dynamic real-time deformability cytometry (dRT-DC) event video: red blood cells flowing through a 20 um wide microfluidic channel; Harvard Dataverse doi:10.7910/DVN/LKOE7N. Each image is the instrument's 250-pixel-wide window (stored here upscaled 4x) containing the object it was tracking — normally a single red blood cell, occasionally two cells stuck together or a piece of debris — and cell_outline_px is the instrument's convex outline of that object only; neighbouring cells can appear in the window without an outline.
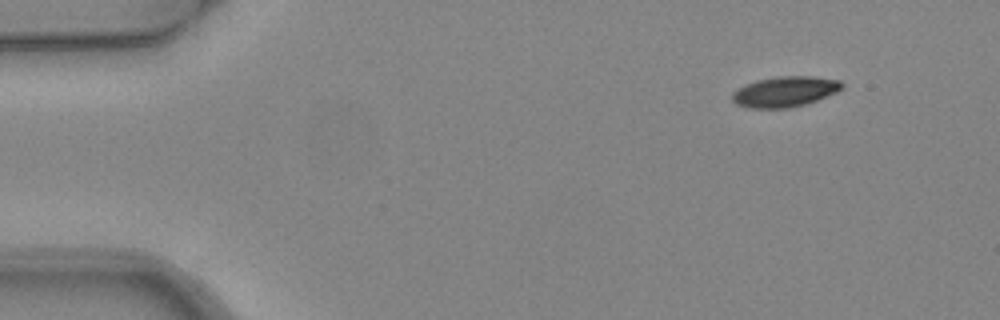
{"species": "common noctule bat (a hibernating species)", "species_latin": "Nyctalus noctula", "temperature_condition": "warm", "stored_images_in_passage": 6, "camera_frame_rate_fps": 3000, "um_per_image_px": 0.085, "animal": {"sex": "female", "body_mass_g": 24.6, "forearm_length_mm": 56.2}, "frame": {"image": 1, "passage_image": 1, "time_ms": 0.0, "image_size_px": [1000, 320], "cell_outline_px": [[844, 88], [836, 92], [816, 100], [804, 104], [788, 108], [748, 108], [736, 104], [732, 100], [732, 92], [756, 80], [780, 76], [812, 76], [840, 80], [844, 84]], "centroid_in_image_um": [66.73, 7.79], "position_along_channel_um": 18.3, "area_um2": 19.36}}
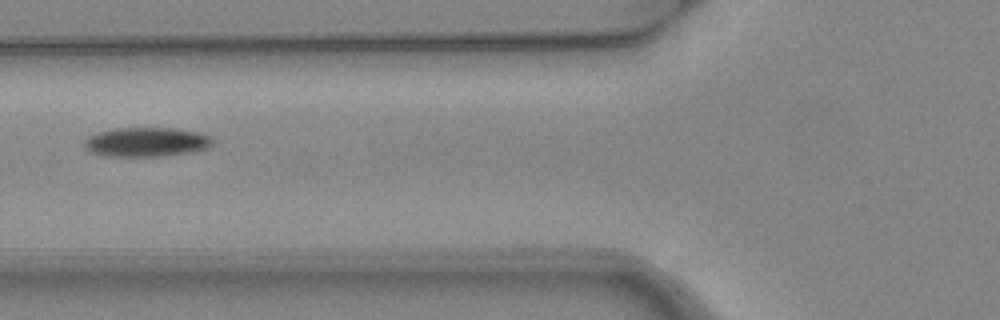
{"frame": {"image": 2, "passage_image": 5, "time_ms": 1.333, "image_size_px": [1000, 320], "cell_outline_px": [[212, 144], [204, 148], [188, 152], [160, 156], [104, 156], [92, 152], [84, 148], [84, 140], [88, 136], [96, 132], [112, 128], [172, 128], [200, 132], [208, 136], [212, 140]], "centroid_in_image_um": [12.36, 12.06], "position_along_channel_um": 113.4, "area_um2": 21.79}}
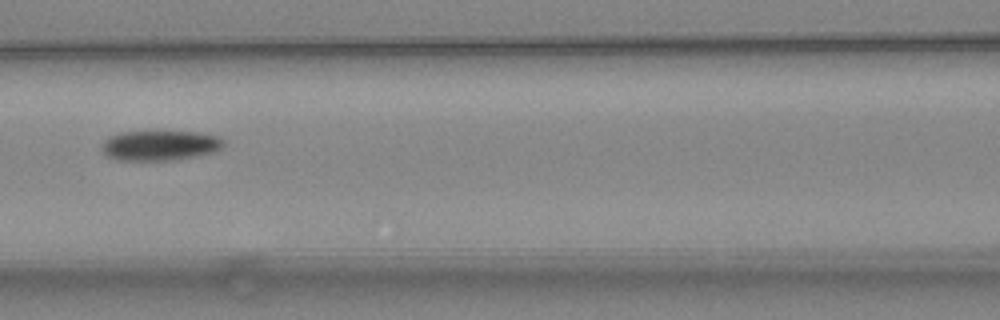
{"frame": {"image": 3, "passage_image": 6, "time_ms": 1.667, "image_size_px": [1000, 320], "cell_outline_px": [[224, 144], [216, 152], [176, 160], [116, 160], [108, 156], [100, 148], [104, 140], [120, 132], [156, 128], [204, 132], [220, 136], [224, 140]], "centroid_in_image_um": [13.64, 12.3], "position_along_channel_um": 153.0, "area_um2": 22.66}}